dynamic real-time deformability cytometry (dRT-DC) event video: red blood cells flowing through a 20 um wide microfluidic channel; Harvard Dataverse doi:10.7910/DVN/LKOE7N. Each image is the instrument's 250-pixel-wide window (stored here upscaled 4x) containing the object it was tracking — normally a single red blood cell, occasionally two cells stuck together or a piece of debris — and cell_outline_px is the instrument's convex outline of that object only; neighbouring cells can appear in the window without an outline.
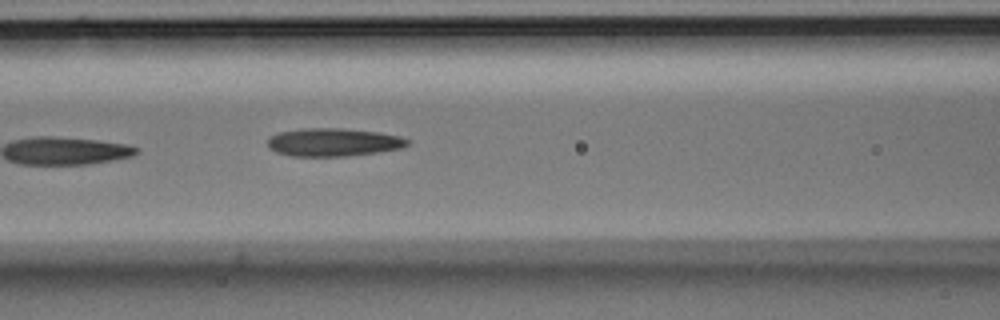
{"species": "Egyptian fruit bat (a non-hibernating species)", "species_latin": "Rousettus aegyptiacus", "temperature_condition": "room temperature", "stored_images_in_passage": 9, "camera_frame_rate_fps": 3000, "um_per_image_px": 0.085, "animal": {"sex": "male"}, "frame": {"image": 1, "passage_image": 8, "time_ms": 2.333, "image_size_px": [1000, 320], "cell_outline_px": [[408, 144], [400, 148], [376, 152], [344, 156], [292, 156], [276, 152], [268, 148], [268, 136], [280, 132], [304, 128], [344, 128], [380, 132], [400, 136], [408, 140]], "centroid_in_image_um": [28.29, 12.08], "position_along_channel_um": 138.3, "area_um2": 22.83}}